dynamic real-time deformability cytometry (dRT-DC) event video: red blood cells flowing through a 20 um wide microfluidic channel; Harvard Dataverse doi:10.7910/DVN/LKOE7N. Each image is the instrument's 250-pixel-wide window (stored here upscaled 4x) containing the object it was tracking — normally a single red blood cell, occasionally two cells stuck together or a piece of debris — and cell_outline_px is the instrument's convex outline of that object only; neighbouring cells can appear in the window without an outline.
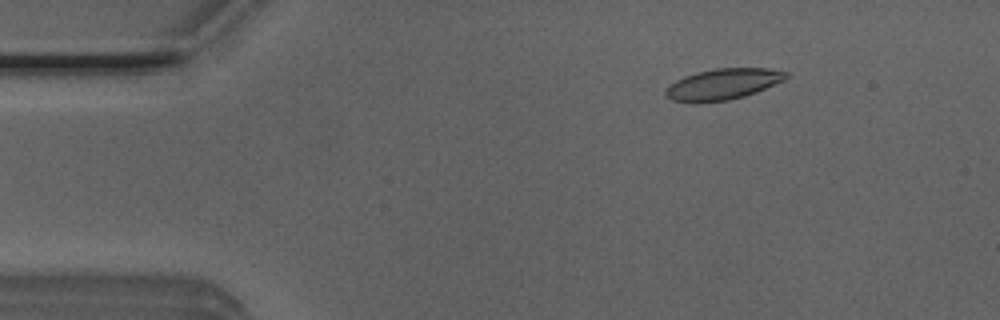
{"species": "Egyptian fruit bat (a non-hibernating species)", "species_latin": "Rousettus aegyptiacus", "temperature_condition": "room temperature", "stored_images_in_passage": 4, "camera_frame_rate_fps": 3000, "um_per_image_px": 0.085, "animal": {"sex": "male"}, "frame": {"image": 1, "passage_image": 2, "time_ms": 0.333, "image_size_px": [1000, 320], "cell_outline_px": [[788, 76], [784, 80], [756, 92], [744, 96], [728, 100], [672, 100], [664, 96], [664, 88], [676, 80], [684, 76], [696, 72], [716, 68], [768, 68], [788, 72]], "centroid_in_image_um": [61.46, 7.11], "position_along_channel_um": 23.5, "area_um2": 21.27}}